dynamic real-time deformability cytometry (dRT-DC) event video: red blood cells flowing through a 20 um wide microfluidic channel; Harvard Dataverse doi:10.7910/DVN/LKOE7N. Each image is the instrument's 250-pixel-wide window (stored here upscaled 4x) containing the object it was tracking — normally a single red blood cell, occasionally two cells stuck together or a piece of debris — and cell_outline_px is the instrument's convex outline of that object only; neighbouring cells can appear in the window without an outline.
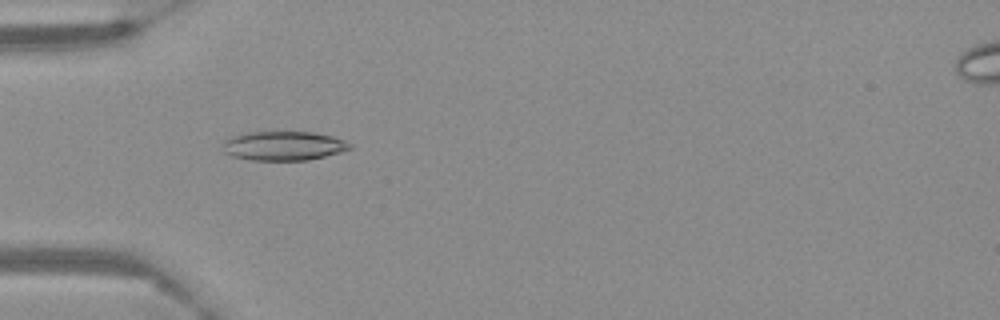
{"species": "Egyptian fruit bat (a non-hibernating species)", "species_latin": "Rousettus aegyptiacus", "temperature_condition": "warm", "stored_images_in_passage": 59, "camera_frame_rate_fps": 3000, "um_per_image_px": 0.085, "frame": {"image": 1, "passage_image": 19, "time_ms": 6.0, "image_size_px": [1000, 320], "cell_outline_px": [[352, 148], [340, 152], [308, 160], [252, 160], [232, 156], [224, 152], [224, 140], [232, 136], [248, 132], [316, 132], [332, 136], [344, 140], [352, 144]], "centroid_in_image_um": [24.12, 12.39], "position_along_channel_um": 60.9, "area_um2": 21.56}}
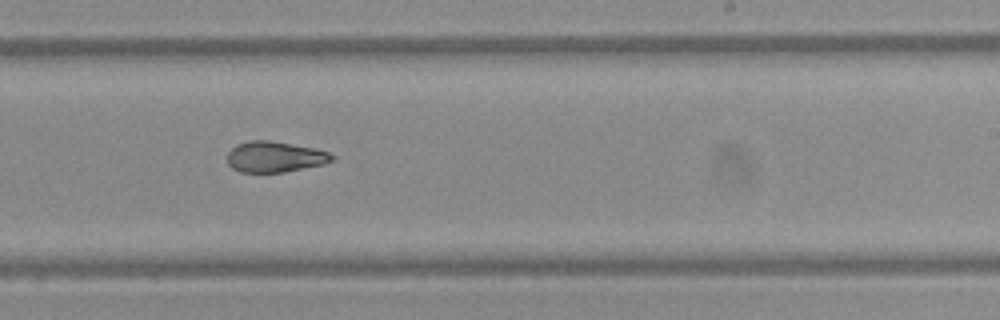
{"frame": {"image": 2, "passage_image": 37, "time_ms": 12.0, "image_size_px": [1000, 320], "cell_outline_px": [[336, 160], [324, 164], [284, 172], [240, 172], [232, 168], [228, 164], [228, 152], [236, 144], [248, 140], [268, 140], [316, 148], [328, 152], [336, 156]], "centroid_in_image_um": [23.39, 13.32], "position_along_channel_um": 265.6, "area_um2": 18.96}}
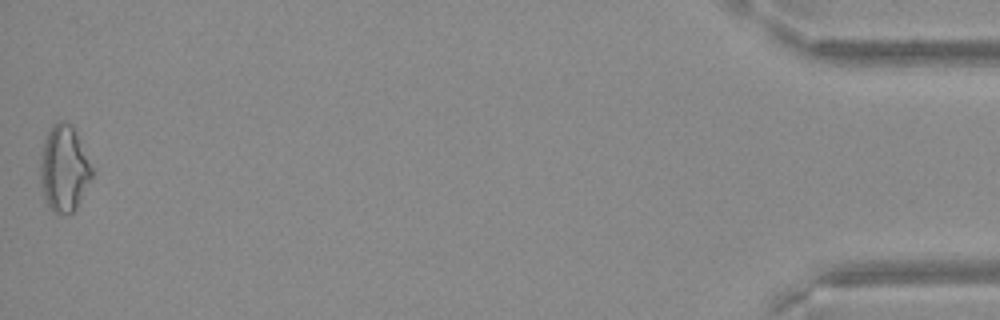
{"frame": {"image": 3, "passage_image": 59, "time_ms": 19.333, "image_size_px": [1000, 320], "cell_outline_px": [[92, 176], [76, 208], [72, 212], [56, 216], [48, 208], [44, 200], [40, 184], [40, 164], [44, 140], [52, 124], [56, 120], [64, 120], [72, 124], [92, 168]], "centroid_in_image_um": [5.4, 14.35], "position_along_channel_um": 429.8, "area_um2": 26.07}}